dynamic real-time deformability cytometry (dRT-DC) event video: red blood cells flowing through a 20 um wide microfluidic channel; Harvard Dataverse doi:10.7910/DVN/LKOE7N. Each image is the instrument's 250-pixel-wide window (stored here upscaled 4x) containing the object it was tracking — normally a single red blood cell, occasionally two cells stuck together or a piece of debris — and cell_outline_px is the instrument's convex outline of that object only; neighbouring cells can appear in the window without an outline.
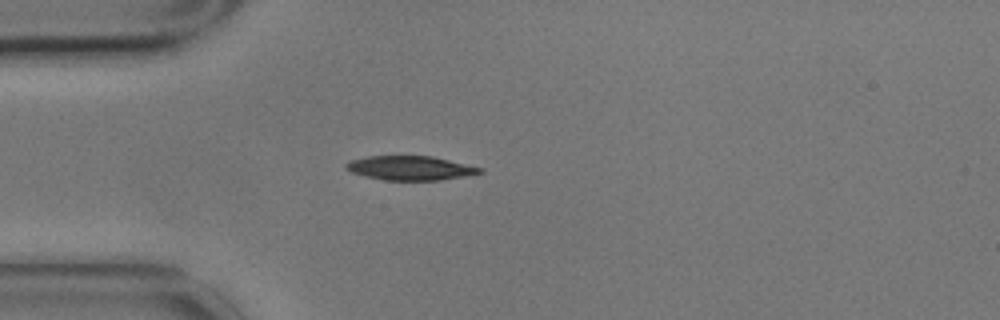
{"species": "common noctule bat (a hibernating species)", "species_latin": "Nyctalus noctula", "temperature_condition": "cold", "stored_images_in_passage": 1, "camera_frame_rate_fps": 3000, "um_per_image_px": 0.085, "animal": {"sex": "male", "body_mass_g": 17.9}, "frame": {"image": 1, "passage_image": 1, "time_ms": 0.0, "image_size_px": [1000, 320], "cell_outline_px": [[484, 172], [464, 176], [440, 180], [384, 180], [352, 172], [344, 168], [344, 164], [352, 160], [368, 156], [432, 156], [484, 168]], "centroid_in_image_um": [34.9, 14.28], "position_along_channel_um": 50.1, "area_um2": 18.73}}